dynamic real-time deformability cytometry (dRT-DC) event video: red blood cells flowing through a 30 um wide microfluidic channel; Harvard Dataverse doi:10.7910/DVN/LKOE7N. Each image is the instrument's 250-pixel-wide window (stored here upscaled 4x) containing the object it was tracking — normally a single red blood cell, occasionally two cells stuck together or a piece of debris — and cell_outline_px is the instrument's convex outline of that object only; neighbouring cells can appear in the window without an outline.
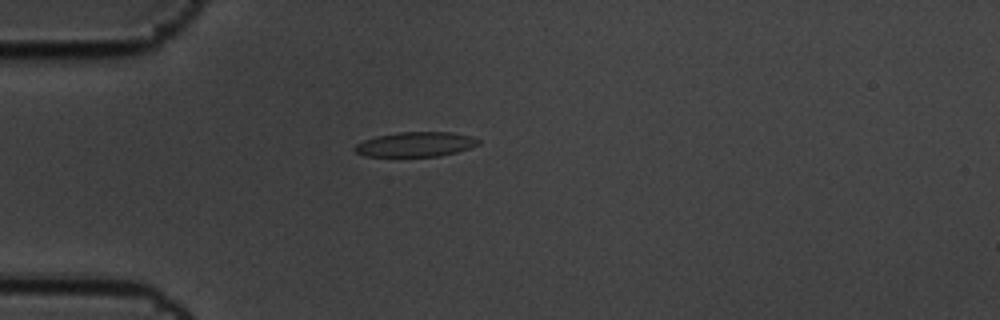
{"species": "common noctule bat (a hibernating species)", "species_latin": "Nyctalus noctula", "temperature_condition": "cold", "stored_images_in_passage": 1, "camera_frame_rate_fps": 3000, "um_per_image_px": 0.085, "animal": {"sex": "male", "body_mass_g": 19.5, "forearm_length_mm": 54.6}, "frame": {"image": 1, "passage_image": 1, "time_ms": 0.0, "image_size_px": [1000, 320], "cell_outline_px": [[480, 144], [456, 152], [440, 156], [364, 156], [356, 152], [352, 148], [356, 144], [364, 140], [376, 136], [400, 132], [452, 132], [472, 136], [480, 140]], "centroid_in_image_um": [35.32, 12.26], "position_along_channel_um": 49.7, "area_um2": 17.8}}